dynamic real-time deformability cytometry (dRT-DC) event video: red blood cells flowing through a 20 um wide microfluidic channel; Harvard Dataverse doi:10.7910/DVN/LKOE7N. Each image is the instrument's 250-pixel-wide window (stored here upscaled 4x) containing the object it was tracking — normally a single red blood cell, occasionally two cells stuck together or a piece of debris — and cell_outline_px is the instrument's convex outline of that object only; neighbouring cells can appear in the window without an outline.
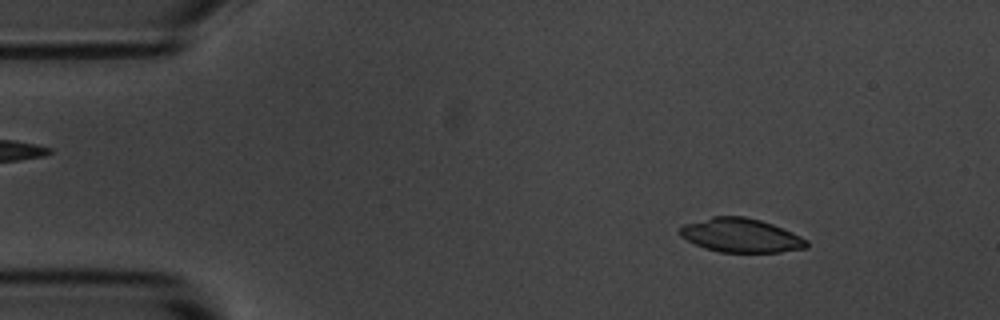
{"species": "common noctule bat (a hibernating species)", "species_latin": "Nyctalus noctula", "temperature_condition": "room temperature", "stored_images_in_passage": 53, "camera_frame_rate_fps": 3000, "um_per_image_px": 0.085, "animal": {"sex": "male", "body_mass_g": 20.1, "forearm_length_mm": 53.5}, "frame": {"image": 1, "passage_image": 6, "time_ms": 1.667, "image_size_px": [1000, 320], "cell_outline_px": [[808, 248], [780, 252], [720, 252], [704, 248], [680, 236], [680, 228], [684, 224], [712, 216], [744, 216], [760, 220], [772, 224], [792, 232], [808, 240]], "centroid_in_image_um": [62.99, 20.01], "position_along_channel_um": 22.0, "area_um2": 25.03}}
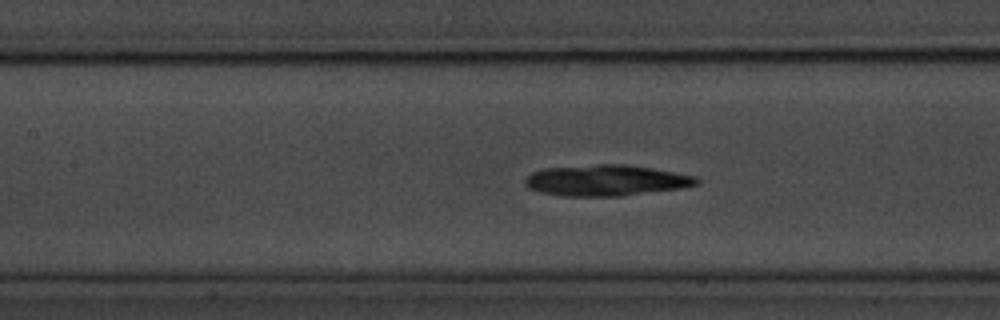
{"frame": {"image": 2, "passage_image": 23, "time_ms": 7.333, "image_size_px": [1000, 320], "cell_outline_px": [[700, 180], [696, 184], [680, 188], [620, 196], [560, 196], [540, 192], [528, 188], [524, 184], [524, 180], [532, 172], [544, 168], [596, 164], [624, 164], [652, 168], [696, 176]], "centroid_in_image_um": [51.47, 15.33], "position_along_channel_um": 155.9, "area_um2": 30.98}}
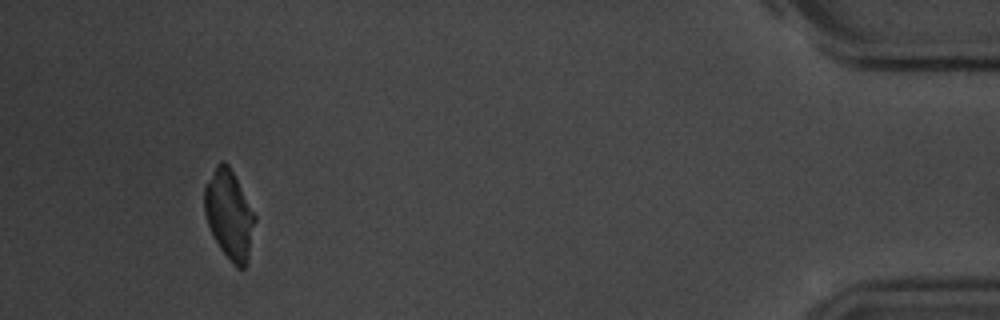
{"frame": {"image": 3, "passage_image": 50, "time_ms": 16.333, "image_size_px": [1000, 320], "cell_outline_px": [[256, 220], [248, 260], [244, 268], [236, 268], [232, 264], [220, 248], [208, 224], [204, 212], [204, 188], [216, 164], [220, 160], [224, 160], [228, 164], [256, 216]], "centroid_in_image_um": [19.49, 18.25], "position_along_channel_um": 415.7, "area_um2": 25.95}, "authors_computed_cell_mechanics": {"area_um2": 28.322, "velocity_mm_per_s": 3.6544, "shape_relaxation_time_tau1_ms": 3.9482, "shape_relaxation_time_tau2_ms": 4.1244, "deformation_change_tau1": 0.1812, "deformation_change_tau2": 0.0848}}